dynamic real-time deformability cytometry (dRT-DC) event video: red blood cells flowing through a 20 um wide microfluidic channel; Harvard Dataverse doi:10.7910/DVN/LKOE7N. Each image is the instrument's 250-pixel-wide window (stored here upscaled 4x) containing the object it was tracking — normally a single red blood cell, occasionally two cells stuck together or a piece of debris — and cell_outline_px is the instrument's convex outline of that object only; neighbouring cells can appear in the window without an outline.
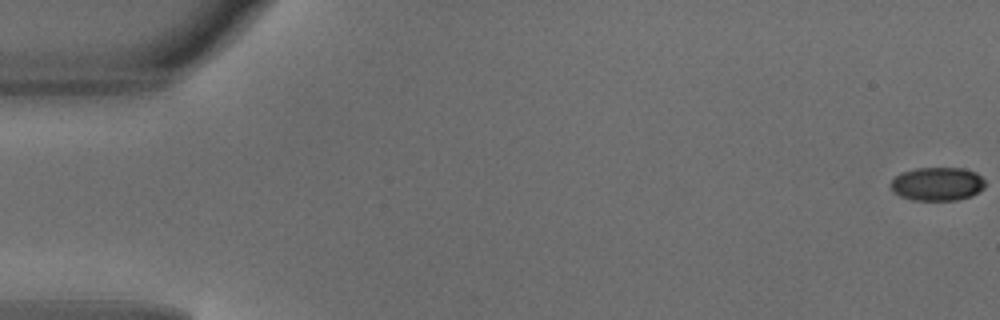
{"species": "common noctule bat (a hibernating species)", "species_latin": "Nyctalus noctula", "temperature_condition": "warm", "stored_images_in_passage": 50, "camera_frame_rate_fps": 3000, "um_per_image_px": 0.085, "animal": {"sex": "male", "body_mass_g": 18.8}, "frame": {"image": 1, "passage_image": 1, "time_ms": 0.0, "image_size_px": [1000, 320], "cell_outline_px": [[984, 188], [972, 196], [956, 200], [912, 200], [900, 196], [892, 192], [888, 184], [900, 172], [916, 168], [964, 168], [976, 172], [984, 180]], "centroid_in_image_um": [79.63, 15.63], "position_along_channel_um": 5.4, "area_um2": 18.67}}
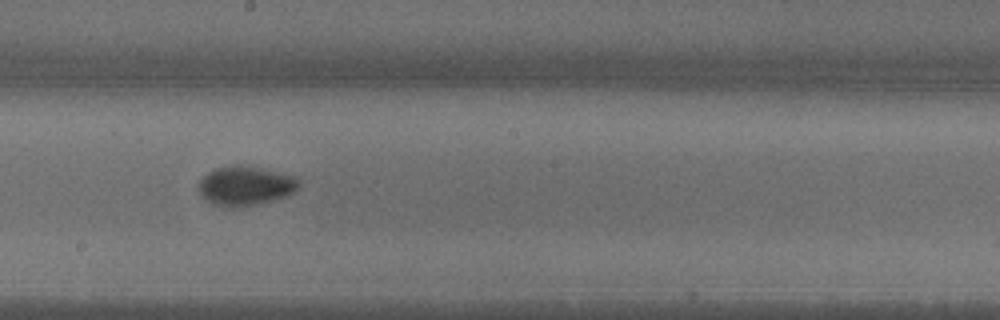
{"frame": {"image": 2, "passage_image": 28, "time_ms": 9.0, "image_size_px": [1000, 320], "cell_outline_px": [[300, 184], [296, 192], [288, 196], [256, 204], [232, 208], [212, 204], [200, 192], [200, 180], [208, 172], [216, 168], [236, 164], [240, 164], [260, 168], [296, 176], [300, 180]], "centroid_in_image_um": [20.92, 15.79], "position_along_channel_um": 227.3, "area_um2": 22.95}}
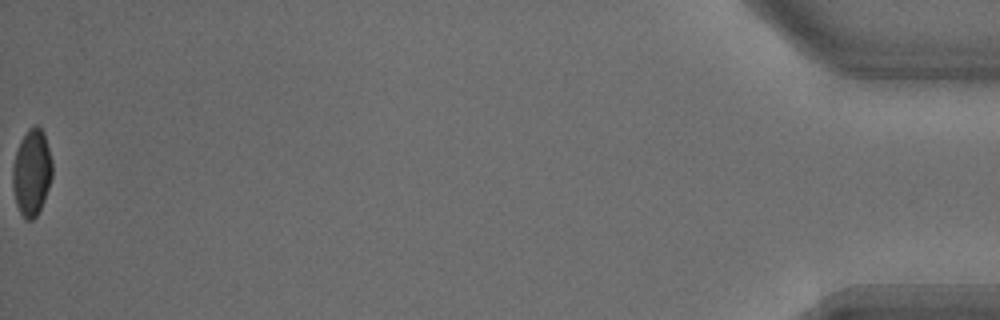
{"frame": {"image": 3, "passage_image": 50, "time_ms": 16.333, "image_size_px": [1000, 320], "cell_outline_px": [[52, 176], [44, 200], [36, 216], [32, 220], [24, 220], [16, 204], [12, 184], [12, 168], [16, 152], [20, 140], [28, 128], [36, 124], [44, 132], [52, 160]], "centroid_in_image_um": [2.69, 14.64], "position_along_channel_um": 432.5, "area_um2": 20.06}, "authors_computed_cell_mechanics": {"area_um2": 20.4901, "velocity_mm_per_s": 4.1516, "shape_relaxation_time_tau1_ms": 3.5152, "shape_relaxation_time_tau2_ms": 0.6238, "deformation_change_tau1": 0.1255, "deformation_change_tau2": 0.0419}}